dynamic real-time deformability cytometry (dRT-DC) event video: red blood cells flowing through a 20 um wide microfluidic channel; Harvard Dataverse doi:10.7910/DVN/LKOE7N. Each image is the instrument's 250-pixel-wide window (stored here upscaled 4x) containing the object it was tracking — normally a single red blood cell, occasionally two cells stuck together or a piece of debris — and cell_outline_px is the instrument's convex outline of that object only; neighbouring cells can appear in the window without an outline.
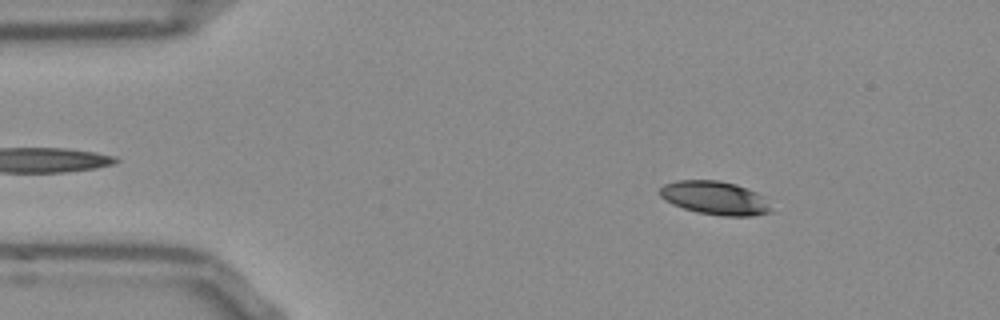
{"species": "Egyptian fruit bat (a non-hibernating species)", "species_latin": "Rousettus aegyptiacus", "temperature_condition": "room temperature", "stored_images_in_passage": 52, "camera_frame_rate_fps": 3000, "um_per_image_px": 0.085, "frame": {"image": 1, "passage_image": 7, "time_ms": 2.0, "image_size_px": [1000, 320], "cell_outline_px": [[772, 212], [752, 216], [720, 216], [696, 212], [672, 204], [660, 196], [660, 188], [664, 184], [676, 180], [720, 180], [736, 184], [756, 192], [764, 196]], "centroid_in_image_um": [60.77, 16.82], "position_along_channel_um": 24.2, "area_um2": 21.79}}
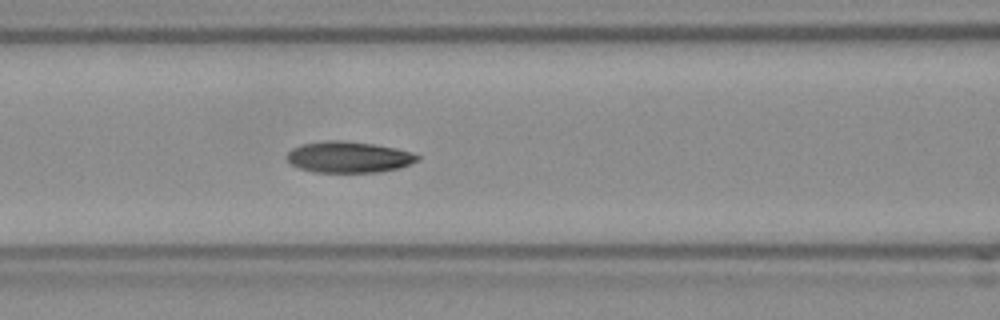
{"frame": {"image": 2, "passage_image": 21, "time_ms": 6.667, "image_size_px": [1000, 320], "cell_outline_px": [[420, 160], [400, 168], [380, 172], [312, 172], [300, 168], [292, 164], [288, 160], [288, 152], [292, 148], [300, 144], [328, 140], [344, 140], [372, 144], [396, 148], [412, 152], [420, 156]], "centroid_in_image_um": [29.67, 13.35], "position_along_channel_um": 136.9, "area_um2": 23.81}}
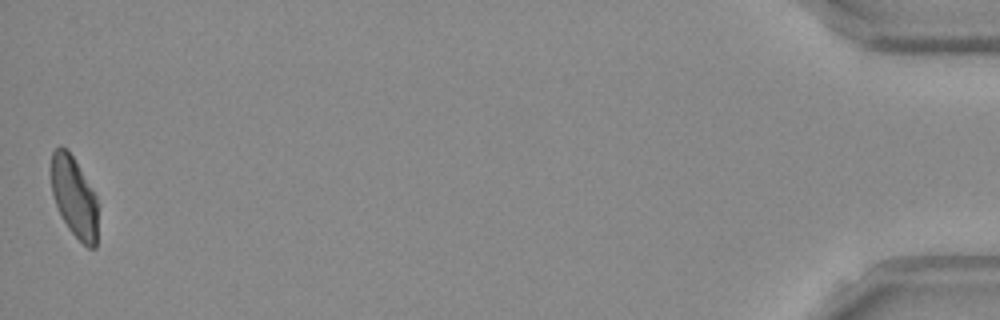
{"frame": {"image": 3, "passage_image": 52, "time_ms": 17.0, "image_size_px": [1000, 320], "cell_outline_px": [[96, 248], [88, 248], [68, 228], [56, 204], [52, 192], [52, 152], [60, 144], [72, 156], [96, 196]], "centroid_in_image_um": [6.3, 16.75], "position_along_channel_um": 428.9, "area_um2": 21.1}, "authors_computed_cell_mechanics": {"area_um2": 23.409, "velocity_mm_per_s": 3.7918, "shape_relaxation_time_tau1_ms": 7.6794, "shape_relaxation_time_tau2_ms": 2.6995, "deformation_change_tau1": 0.2063, "deformation_change_tau2": 0.0683}}